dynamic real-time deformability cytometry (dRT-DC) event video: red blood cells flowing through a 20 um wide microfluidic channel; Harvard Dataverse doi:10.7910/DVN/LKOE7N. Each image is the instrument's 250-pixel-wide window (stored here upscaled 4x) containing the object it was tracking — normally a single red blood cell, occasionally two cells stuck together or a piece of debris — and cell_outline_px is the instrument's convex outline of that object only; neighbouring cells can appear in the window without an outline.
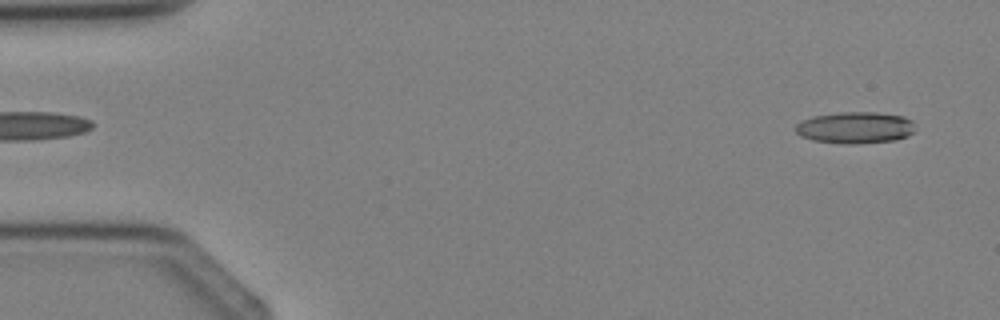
{"species": "Egyptian fruit bat (a non-hibernating species)", "species_latin": "Rousettus aegyptiacus", "temperature_condition": "cold", "stored_images_in_passage": 3, "segment_of_instrument_passage": [2, 2], "camera_frame_rate_fps": 3000, "um_per_image_px": 0.085, "animal": {"sex": "female"}, "frame": {"image": 1, "passage_image": 3, "time_ms": 2.333, "image_size_px": [1000, 320], "cell_outline_px": [[912, 132], [908, 136], [896, 140], [856, 144], [844, 144], [812, 140], [800, 136], [796, 132], [796, 124], [812, 116], [840, 112], [876, 112], [904, 116], [912, 120]], "centroid_in_image_um": [72.68, 10.85], "position_along_channel_um": 12.3, "area_um2": 22.08}}